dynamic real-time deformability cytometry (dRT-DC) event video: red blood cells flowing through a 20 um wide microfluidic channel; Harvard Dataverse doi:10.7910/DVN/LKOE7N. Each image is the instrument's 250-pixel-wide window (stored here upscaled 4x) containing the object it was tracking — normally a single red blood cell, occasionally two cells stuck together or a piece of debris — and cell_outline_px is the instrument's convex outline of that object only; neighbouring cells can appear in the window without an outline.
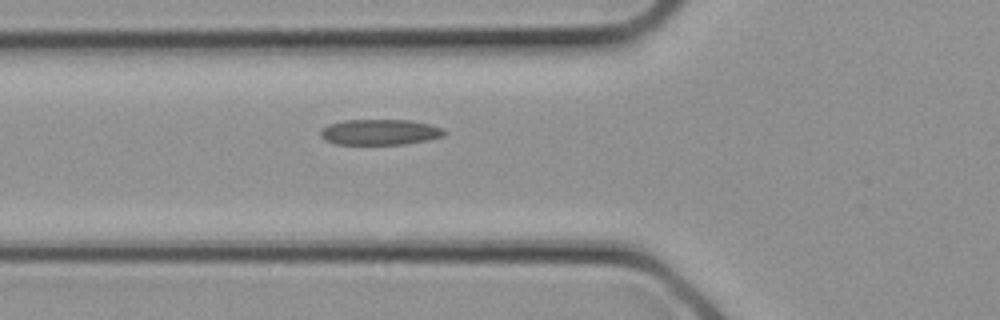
{"species": "common noctule bat (a hibernating species)", "species_latin": "Nyctalus noctula", "temperature_condition": "cold", "stored_images_in_passage": 10, "camera_frame_rate_fps": 3000, "um_per_image_px": 0.085, "animal": {"sex": "female", "body_mass_g": 21.9}, "frame": {"image": 1, "passage_image": 3, "time_ms": 0.667, "image_size_px": [1000, 320], "cell_outline_px": [[448, 132], [444, 136], [404, 144], [336, 144], [324, 140], [320, 136], [320, 132], [328, 124], [344, 120], [408, 120], [428, 124], [444, 128]], "centroid_in_image_um": [32.28, 11.22], "position_along_channel_um": 93.5, "area_um2": 18.44}}
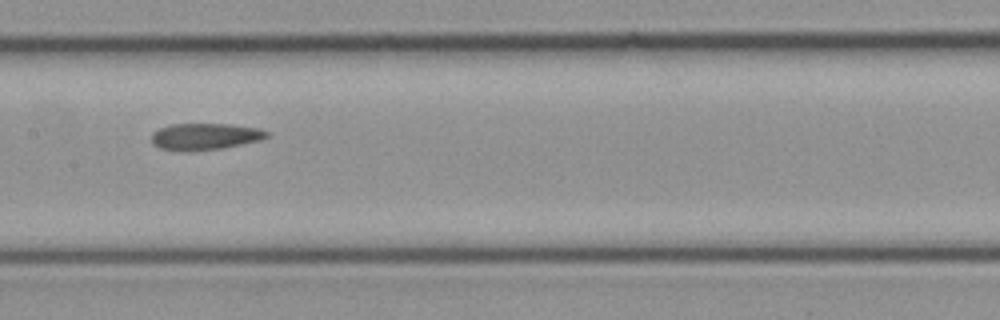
{"frame": {"image": 2, "passage_image": 7, "time_ms": 2.0, "image_size_px": [1000, 320], "cell_outline_px": [[268, 136], [260, 140], [220, 148], [192, 152], [184, 152], [160, 148], [152, 144], [152, 132], [160, 128], [172, 124], [228, 124], [260, 128], [268, 132]], "centroid_in_image_um": [17.39, 11.61], "position_along_channel_um": 190.0, "area_um2": 17.92}}
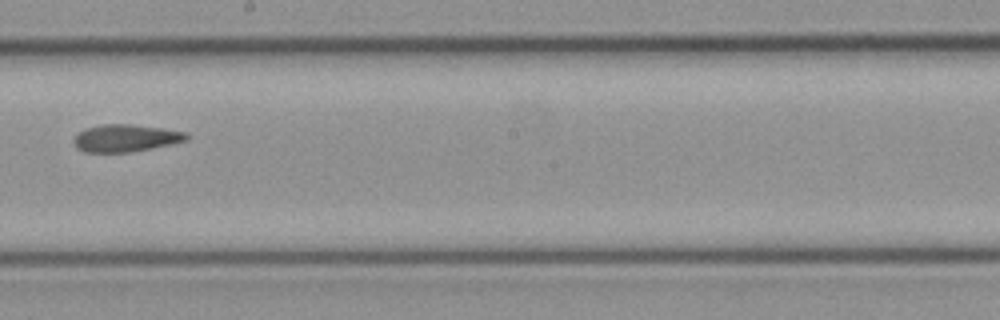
{"frame": {"image": 3, "passage_image": 9, "time_ms": 2.667, "image_size_px": [1000, 320], "cell_outline_px": [[188, 140], [172, 144], [132, 152], [84, 152], [76, 148], [72, 140], [84, 128], [104, 124], [128, 124], [160, 128], [188, 132]], "centroid_in_image_um": [10.67, 11.74], "position_along_channel_um": 237.5, "area_um2": 17.98}}